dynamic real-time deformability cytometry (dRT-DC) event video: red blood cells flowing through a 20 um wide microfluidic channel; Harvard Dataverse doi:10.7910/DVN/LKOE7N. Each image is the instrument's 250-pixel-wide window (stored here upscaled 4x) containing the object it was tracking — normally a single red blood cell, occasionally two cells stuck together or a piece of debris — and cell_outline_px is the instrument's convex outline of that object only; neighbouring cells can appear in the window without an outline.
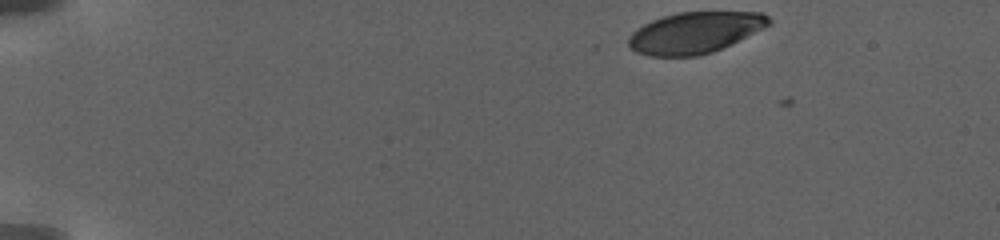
{"species": "human", "species_latin": "Homo sapiens", "temperature_condition": "warm", "stored_images_in_passage": 50, "camera_frame_rate_fps": 3000, "um_per_image_px": 0.085, "donor": {"sex": "female"}, "frame": {"image": 1, "passage_image": 1, "time_ms": 0.0, "image_size_px": [1000, 240], "cell_outline_px": [[772, 24], [764, 28], [712, 52], [696, 56], [648, 56], [636, 52], [628, 44], [628, 36], [636, 28], [652, 20], [676, 12], [760, 12], [768, 16], [772, 20]], "centroid_in_image_um": [59.05, 2.77], "position_along_channel_um": 26.0, "area_um2": 33.64}}
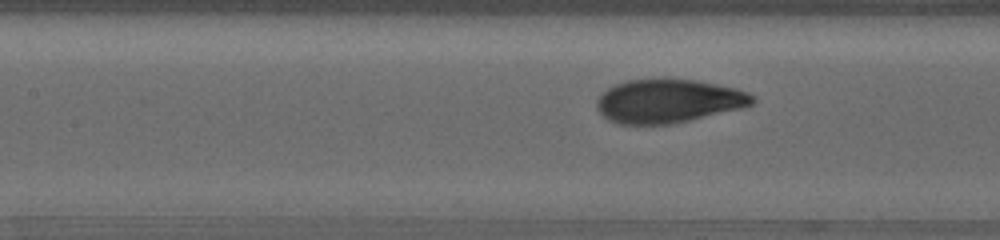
{"frame": {"image": 2, "passage_image": 43, "time_ms": 8.333, "image_size_px": [1000, 240], "cell_outline_px": [[756, 100], [752, 104], [740, 108], [688, 120], [668, 124], [620, 124], [604, 116], [596, 108], [596, 100], [600, 92], [624, 80], [664, 76], [696, 80], [736, 88], [748, 92], [756, 96]], "centroid_in_image_um": [56.78, 8.53], "position_along_channel_um": 150.6, "area_um2": 40.17}}
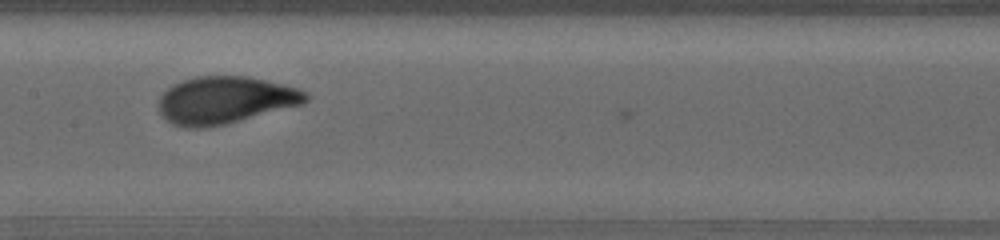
{"frame": {"image": 3, "passage_image": 49, "time_ms": 9.667, "image_size_px": [1000, 240], "cell_outline_px": [[308, 100], [300, 104], [224, 124], [200, 128], [188, 128], [172, 124], [160, 112], [160, 96], [172, 84], [196, 76], [248, 76], [284, 84], [308, 92]], "centroid_in_image_um": [19.12, 8.49], "position_along_channel_um": 188.3, "area_um2": 39.94}}